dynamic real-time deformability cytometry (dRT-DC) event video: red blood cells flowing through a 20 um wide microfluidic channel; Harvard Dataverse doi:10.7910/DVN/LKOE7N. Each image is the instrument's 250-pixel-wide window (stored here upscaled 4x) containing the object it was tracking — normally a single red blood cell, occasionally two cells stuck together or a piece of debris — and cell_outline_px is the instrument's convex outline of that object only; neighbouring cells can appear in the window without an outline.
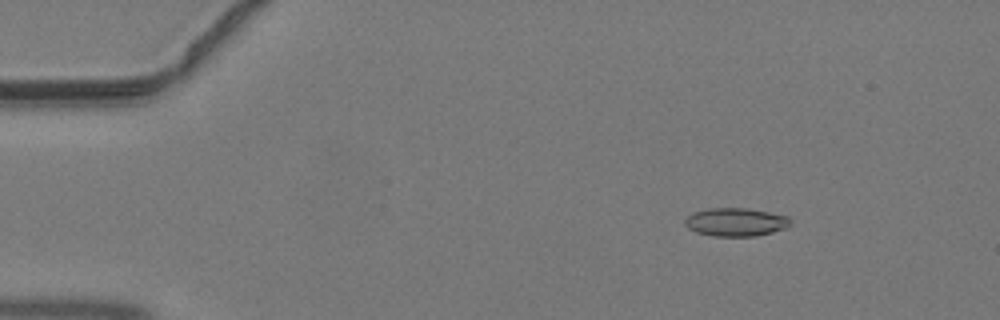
{"species": "common noctule bat (a hibernating species)", "species_latin": "Nyctalus noctula", "temperature_condition": "warm", "stored_images_in_passage": 45, "camera_frame_rate_fps": 3000, "um_per_image_px": 0.085, "animal": {"sex": "male", "body_mass_g": 19.2, "forearm_length_mm": 51.8}, "frame": {"image": 1, "passage_image": 7, "time_ms": 2.0, "image_size_px": [1000, 320], "cell_outline_px": [[792, 224], [784, 228], [772, 232], [756, 236], [712, 236], [696, 232], [688, 228], [684, 224], [684, 220], [692, 212], [708, 208], [748, 208], [788, 216], [792, 220]], "centroid_in_image_um": [62.53, 18.87], "position_along_channel_um": 22.5, "area_um2": 17.51}}
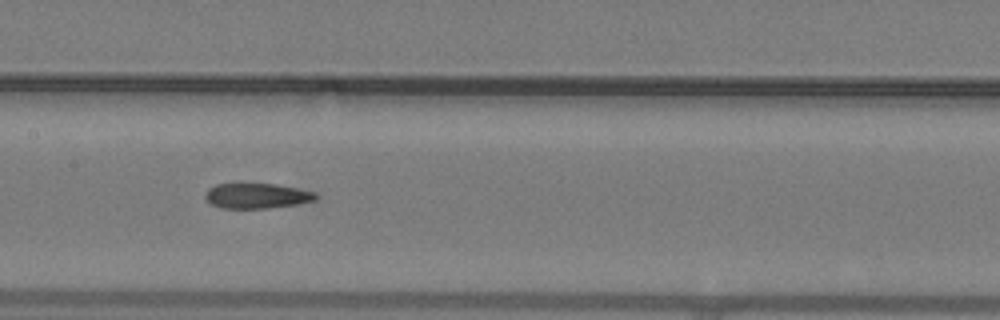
{"frame": {"image": 2, "passage_image": 23, "time_ms": 7.333, "image_size_px": [1000, 320], "cell_outline_px": [[316, 200], [296, 204], [268, 208], [220, 208], [212, 204], [204, 196], [208, 188], [216, 184], [236, 180], [276, 184], [316, 192]], "centroid_in_image_um": [21.76, 16.59], "position_along_channel_um": 185.6, "area_um2": 16.94}}
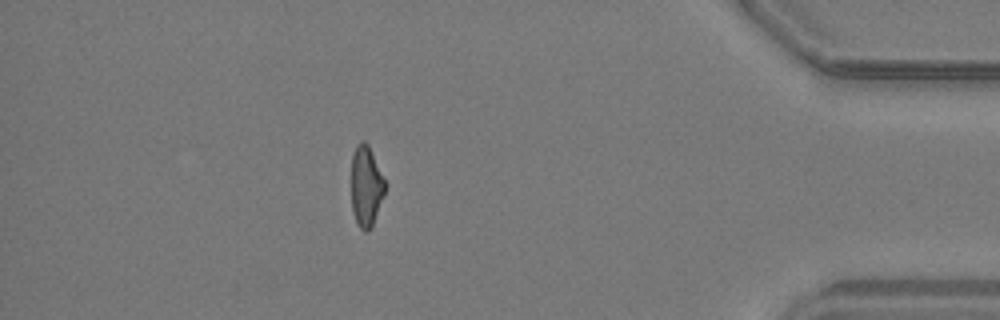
{"frame": {"image": 3, "passage_image": 40, "time_ms": 13.0, "image_size_px": [1000, 320], "cell_outline_px": [[388, 184], [384, 196], [372, 228], [368, 232], [364, 232], [356, 224], [352, 212], [352, 156], [356, 144], [360, 140], [364, 140], [368, 144]], "centroid_in_image_um": [31.15, 15.85], "position_along_channel_um": 404.1, "area_um2": 16.42}}